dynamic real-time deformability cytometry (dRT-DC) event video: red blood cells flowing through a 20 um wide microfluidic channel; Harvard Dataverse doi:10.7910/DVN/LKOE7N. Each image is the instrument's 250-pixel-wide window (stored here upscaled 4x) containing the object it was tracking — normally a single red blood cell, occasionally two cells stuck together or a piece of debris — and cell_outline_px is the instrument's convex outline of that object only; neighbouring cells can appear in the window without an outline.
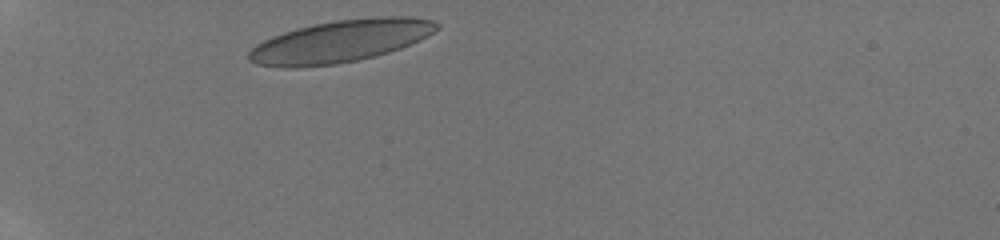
{"species": "human", "species_latin": "Homo sapiens", "temperature_condition": "room temperature", "stored_images_in_passage": 30, "camera_frame_rate_fps": 3000, "um_per_image_px": 0.085, "donor": {"sex": "male"}, "frame": {"image": 1, "passage_image": 1, "time_ms": 0.0, "image_size_px": [1000, 240], "cell_outline_px": [[440, 28], [428, 36], [420, 40], [400, 48], [376, 56], [360, 60], [336, 64], [296, 68], [284, 68], [256, 64], [248, 60], [248, 52], [256, 44], [272, 36], [296, 28], [336, 20], [376, 16], [408, 16], [432, 20], [440, 24]], "centroid_in_image_um": [28.95, 3.51], "position_along_channel_um": 56.1, "area_um2": 46.53}}
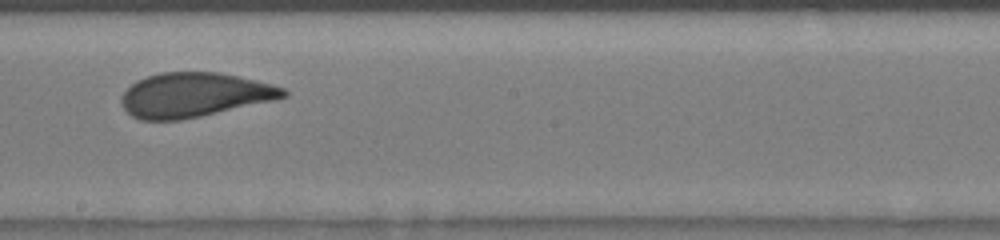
{"frame": {"image": 2, "passage_image": 16, "time_ms": 5.0, "image_size_px": [1000, 240], "cell_outline_px": [[288, 96], [276, 100], [200, 116], [180, 120], [140, 120], [132, 116], [120, 104], [120, 100], [124, 92], [136, 80], [160, 72], [216, 72], [256, 80], [272, 84], [284, 88], [288, 92]], "centroid_in_image_um": [16.51, 8.07], "position_along_channel_um": 231.7, "area_um2": 41.85}}
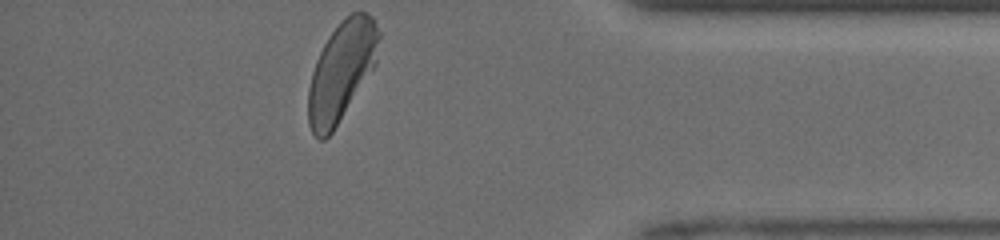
{"frame": {"image": 3, "passage_image": 30, "time_ms": 9.667, "image_size_px": [1000, 240], "cell_outline_px": [[380, 36], [376, 64], [332, 132], [324, 140], [320, 140], [312, 132], [308, 124], [308, 88], [312, 72], [316, 60], [328, 36], [352, 12], [368, 12], [372, 16], [380, 32]], "centroid_in_image_um": [29.02, 6.05], "position_along_channel_um": 406.2, "area_um2": 40.34}, "authors_computed_cell_mechanics": {"area_um2": 42.3674, "velocity_mm_per_s": 4.1638, "shape_relaxation_time_tau1_ms": 3.425, "shape_relaxation_time_tau2_ms": null, "deformation_change_tau1": 0.1582, "deformation_change_tau2": null}}